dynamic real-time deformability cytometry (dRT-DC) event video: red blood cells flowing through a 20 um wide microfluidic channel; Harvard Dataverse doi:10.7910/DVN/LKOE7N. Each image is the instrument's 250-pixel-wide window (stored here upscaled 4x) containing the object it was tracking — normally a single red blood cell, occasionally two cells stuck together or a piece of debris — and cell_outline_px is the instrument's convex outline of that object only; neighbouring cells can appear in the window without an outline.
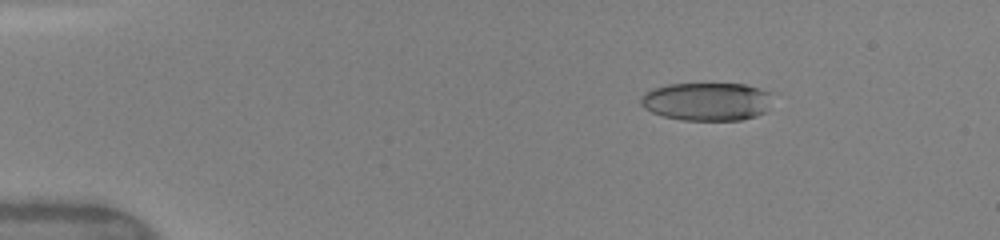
{"species": "human", "species_latin": "Homo sapiens", "temperature_condition": "warm", "stored_images_in_passage": 13, "camera_frame_rate_fps": 3000, "um_per_image_px": 0.085, "donor": {"sex": "female"}, "frame": {"image": 1, "passage_image": 4, "time_ms": 2.0, "image_size_px": [1000, 240], "cell_outline_px": [[768, 112], [756, 116], [740, 120], [680, 120], [664, 116], [652, 112], [644, 108], [640, 104], [640, 96], [644, 92], [652, 88], [668, 84], [744, 84], [768, 92]], "centroid_in_image_um": [60.01, 8.64], "position_along_channel_um": 25.0, "area_um2": 29.25}}
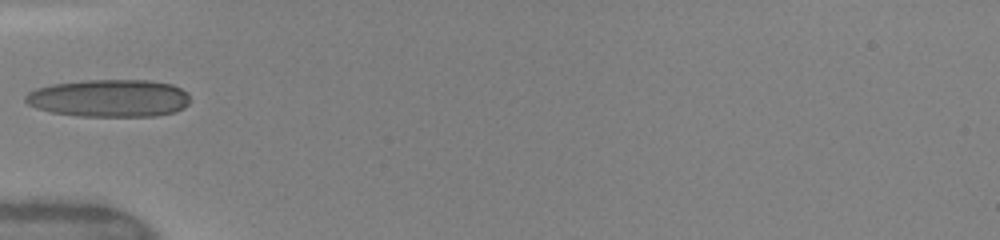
{"frame": {"image": 2, "passage_image": 10, "time_ms": 5.333, "image_size_px": [1000, 240], "cell_outline_px": [[188, 104], [184, 108], [176, 112], [156, 116], [76, 116], [52, 112], [36, 108], [28, 104], [24, 100], [24, 96], [28, 92], [36, 88], [52, 84], [84, 80], [152, 80], [172, 84], [188, 92]], "centroid_in_image_um": [9.29, 8.34], "position_along_channel_um": 75.7, "area_um2": 36.36}}